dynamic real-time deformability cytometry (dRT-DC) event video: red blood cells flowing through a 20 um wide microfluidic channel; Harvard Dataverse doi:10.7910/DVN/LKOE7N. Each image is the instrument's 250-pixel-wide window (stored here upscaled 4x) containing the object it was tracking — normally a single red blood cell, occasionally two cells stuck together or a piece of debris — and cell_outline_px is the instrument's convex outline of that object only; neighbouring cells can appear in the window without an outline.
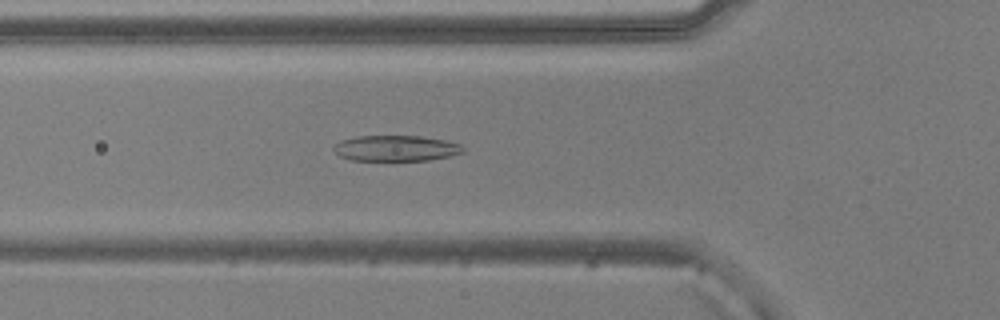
{"species": "common noctule bat (a hibernating species)", "species_latin": "Nyctalus noctula", "temperature_condition": "warm", "stored_images_in_passage": 50, "camera_frame_rate_fps": 3000, "um_per_image_px": 0.085, "animal": {"sex": "male", "body_mass_g": 20.5, "forearm_length_mm": 52.5}, "frame": {"image": 1, "passage_image": 16, "time_ms": 5.0, "image_size_px": [1000, 320], "cell_outline_px": [[464, 152], [452, 156], [428, 160], [352, 160], [340, 156], [332, 148], [340, 140], [356, 136], [420, 136], [448, 140], [460, 144], [464, 148]], "centroid_in_image_um": [33.69, 12.59], "position_along_channel_um": 92.1, "area_um2": 19.48}}
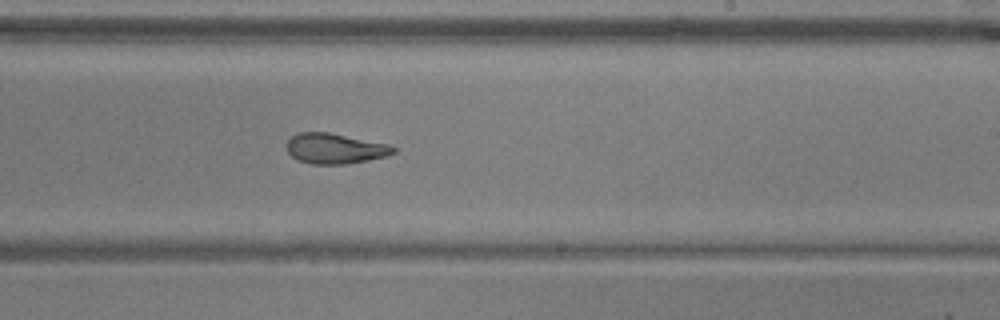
{"frame": {"image": 2, "passage_image": 29, "time_ms": 9.333, "image_size_px": [1000, 320], "cell_outline_px": [[396, 152], [388, 156], [348, 164], [312, 164], [300, 160], [292, 156], [288, 152], [288, 140], [292, 136], [300, 132], [328, 132], [388, 144], [396, 148]], "centroid_in_image_um": [28.51, 12.63], "position_along_channel_um": 260.5, "area_um2": 18.73}}
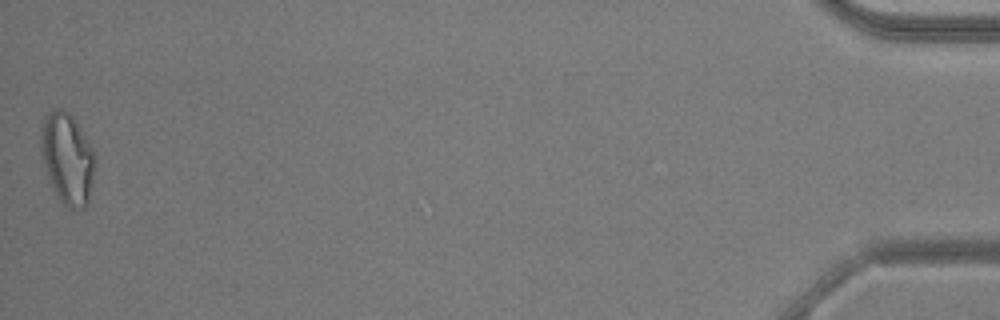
{"frame": {"image": 3, "passage_image": 50, "time_ms": 16.333, "image_size_px": [1000, 320], "cell_outline_px": [[96, 168], [88, 204], [84, 208], [68, 208], [60, 200], [52, 188], [48, 176], [44, 160], [40, 140], [40, 132], [44, 116], [56, 108], [60, 108], [68, 112], [72, 116], [96, 152]], "centroid_in_image_um": [5.77, 13.48], "position_along_channel_um": 429.4, "area_um2": 28.9}, "authors_computed_cell_mechanics": {"area_um2": 20.9525, "velocity_mm_per_s": 3.8755, "shape_relaxation_time_tau1_ms": 4.8271, "shape_relaxation_time_tau2_ms": 2.2557, "deformation_change_tau1": 0.1669, "deformation_change_tau2": 0.1103}}